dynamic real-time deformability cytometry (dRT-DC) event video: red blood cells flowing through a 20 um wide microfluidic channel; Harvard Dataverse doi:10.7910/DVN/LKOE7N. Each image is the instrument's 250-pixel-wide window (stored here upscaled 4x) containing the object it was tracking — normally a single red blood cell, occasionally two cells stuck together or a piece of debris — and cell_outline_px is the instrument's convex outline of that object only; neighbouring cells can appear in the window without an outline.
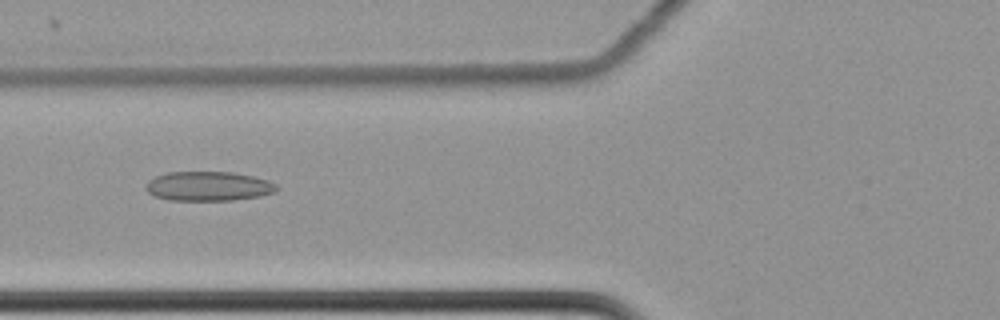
{"species": "common noctule bat (a hibernating species)", "species_latin": "Nyctalus noctula", "temperature_condition": "cold", "stored_images_in_passage": 61, "camera_frame_rate_fps": 3000, "um_per_image_px": 0.085, "animal": {"sex": "female", "body_mass_g": 22.7, "forearm_length_mm": 54.2}, "frame": {"image": 1, "passage_image": 25, "time_ms": 8.0, "image_size_px": [1000, 320], "cell_outline_px": [[276, 192], [260, 196], [232, 200], [168, 200], [152, 196], [144, 188], [148, 180], [156, 176], [168, 172], [232, 172], [252, 176], [268, 180], [276, 184]], "centroid_in_image_um": [17.67, 15.83], "position_along_channel_um": 108.1, "area_um2": 22.48}}
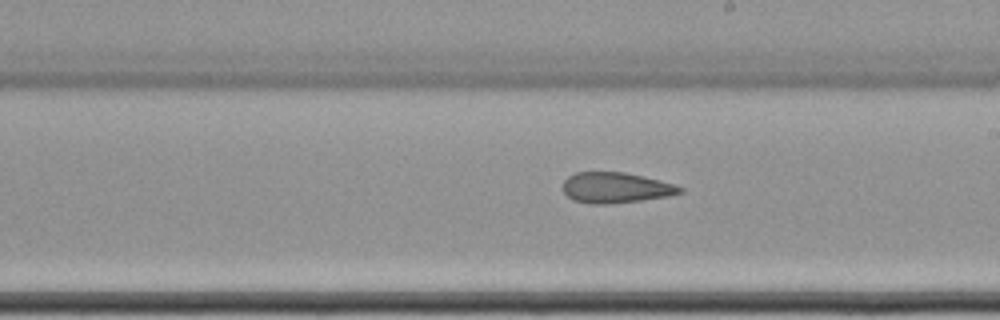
{"frame": {"image": 2, "passage_image": 36, "time_ms": 11.667, "image_size_px": [1000, 320], "cell_outline_px": [[684, 192], [668, 196], [640, 200], [608, 204], [588, 204], [572, 200], [564, 192], [564, 180], [568, 176], [576, 172], [624, 172], [672, 184], [684, 188]], "centroid_in_image_um": [52.3, 15.96], "position_along_channel_um": 236.7, "area_um2": 20.63}}
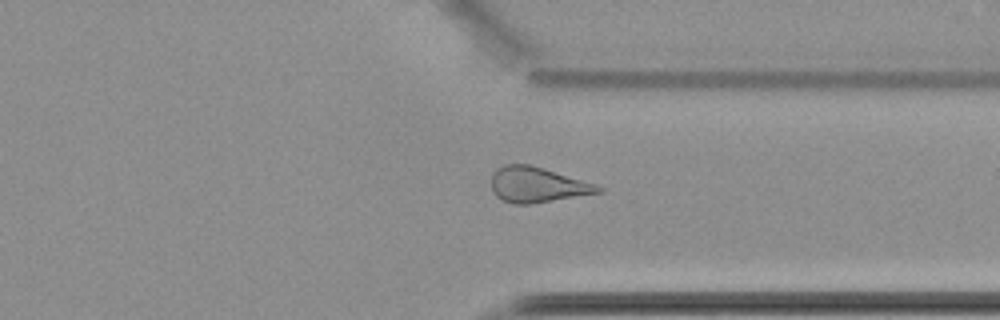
{"frame": {"image": 3, "passage_image": 47, "time_ms": 15.333, "image_size_px": [1000, 320], "cell_outline_px": [[604, 192], [532, 204], [512, 204], [496, 196], [492, 192], [492, 172], [496, 168], [504, 164], [528, 164], [544, 168], [596, 184], [604, 188]], "centroid_in_image_um": [45.67, 15.71], "position_along_channel_um": 365.7, "area_um2": 22.2}, "authors_computed_cell_mechanics": {"area_um2": 23.8714, "velocity_mm_per_s": 3.5047, "shape_relaxation_time_tau1_ms": null, "shape_relaxation_time_tau2_ms": 4.4396, "deformation_change_tau1": null, "deformation_change_tau2": 0.1304}}